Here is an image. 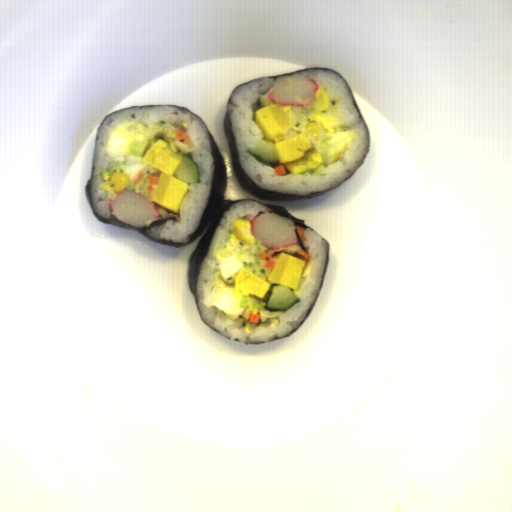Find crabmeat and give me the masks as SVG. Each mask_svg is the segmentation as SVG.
<instances>
[{"mask_svg": "<svg viewBox=\"0 0 512 512\" xmlns=\"http://www.w3.org/2000/svg\"><path fill=\"white\" fill-rule=\"evenodd\" d=\"M250 231L268 249L278 250L300 243L294 220L275 211L258 213L250 221Z\"/></svg>", "mask_w": 512, "mask_h": 512, "instance_id": "crabmeat-1", "label": "crabmeat"}, {"mask_svg": "<svg viewBox=\"0 0 512 512\" xmlns=\"http://www.w3.org/2000/svg\"><path fill=\"white\" fill-rule=\"evenodd\" d=\"M319 84L303 75L276 77L268 98L285 106L310 107L319 90Z\"/></svg>", "mask_w": 512, "mask_h": 512, "instance_id": "crabmeat-3", "label": "crabmeat"}, {"mask_svg": "<svg viewBox=\"0 0 512 512\" xmlns=\"http://www.w3.org/2000/svg\"><path fill=\"white\" fill-rule=\"evenodd\" d=\"M108 204L114 217L136 228L145 226L149 219L160 217L155 202L132 189L123 188Z\"/></svg>", "mask_w": 512, "mask_h": 512, "instance_id": "crabmeat-2", "label": "crabmeat"}]
</instances>
